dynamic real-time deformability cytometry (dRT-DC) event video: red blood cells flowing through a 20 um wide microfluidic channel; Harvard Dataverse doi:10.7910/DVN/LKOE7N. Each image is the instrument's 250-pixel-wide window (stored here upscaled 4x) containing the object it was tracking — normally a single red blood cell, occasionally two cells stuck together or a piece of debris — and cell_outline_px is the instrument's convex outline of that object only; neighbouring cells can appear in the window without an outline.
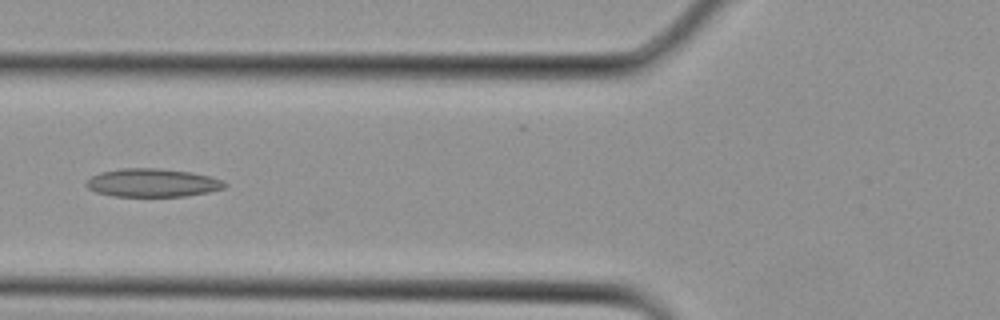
{"species": "Egyptian fruit bat (a non-hibernating species)", "species_latin": "Rousettus aegyptiacus", "temperature_condition": "cold", "stored_images_in_passage": 17, "camera_frame_rate_fps": 3000, "um_per_image_px": 0.085, "animal": {"sex": "female"}, "frame": {"image": 1, "passage_image": 12, "time_ms": 3.667, "image_size_px": [1000, 320], "cell_outline_px": [[228, 184], [224, 188], [208, 192], [184, 196], [112, 196], [96, 192], [88, 188], [84, 184], [92, 176], [100, 172], [120, 168], [160, 168], [192, 172], [208, 176], [220, 180]], "centroid_in_image_um": [12.93, 15.53], "position_along_channel_um": 112.9, "area_um2": 22.77}}